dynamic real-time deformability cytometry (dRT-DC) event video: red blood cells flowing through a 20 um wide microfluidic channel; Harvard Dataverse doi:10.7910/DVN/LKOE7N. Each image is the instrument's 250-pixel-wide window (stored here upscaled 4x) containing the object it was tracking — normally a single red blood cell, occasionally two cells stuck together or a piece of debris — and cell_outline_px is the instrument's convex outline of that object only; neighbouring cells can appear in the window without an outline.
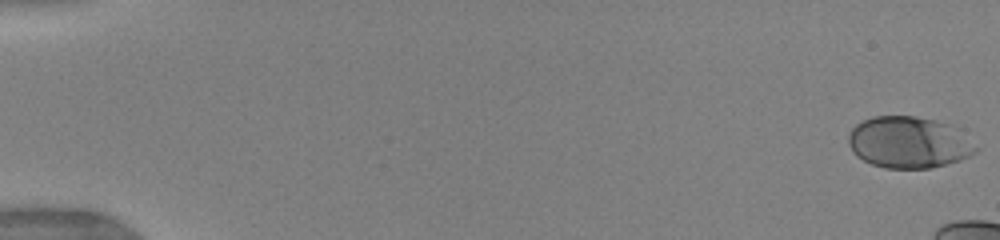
{"species": "human", "species_latin": "Homo sapiens", "temperature_condition": "warm", "stored_images_in_passage": 13, "camera_frame_rate_fps": 3000, "um_per_image_px": 0.085, "donor": {"sex": "female"}, "frame": {"image": 1, "passage_image": 1, "time_ms": 0.0, "image_size_px": [1000, 240], "cell_outline_px": [[980, 148], [972, 156], [960, 160], [932, 168], [884, 168], [872, 164], [856, 156], [852, 152], [848, 144], [848, 136], [852, 128], [856, 124], [872, 116], [916, 116], [936, 120], [948, 124]], "centroid_in_image_um": [77.22, 12.11], "position_along_channel_um": 7.8, "area_um2": 38.26}}